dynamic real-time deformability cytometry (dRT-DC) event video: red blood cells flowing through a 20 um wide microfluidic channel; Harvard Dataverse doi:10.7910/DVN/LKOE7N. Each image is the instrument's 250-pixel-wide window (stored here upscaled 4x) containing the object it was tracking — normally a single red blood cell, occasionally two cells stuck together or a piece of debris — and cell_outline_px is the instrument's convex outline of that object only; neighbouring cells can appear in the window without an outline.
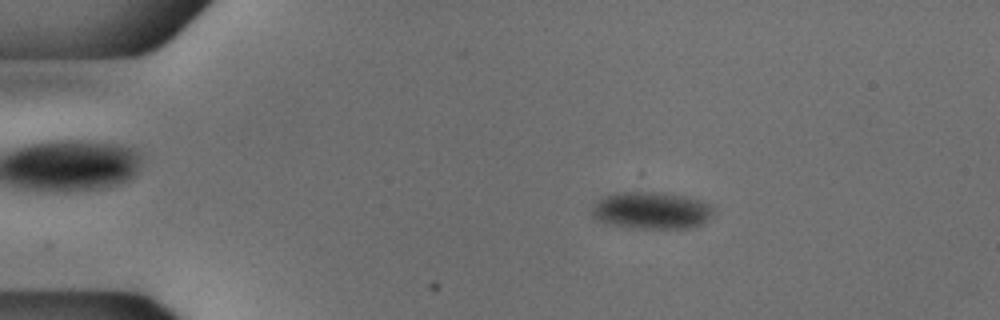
{"species": "common noctule bat (a hibernating species)", "species_latin": "Nyctalus noctula", "temperature_condition": "cold", "stored_images_in_passage": 50, "camera_frame_rate_fps": 3000, "um_per_image_px": 0.085, "animal": {"sex": "male", "body_mass_g": 18.8}, "frame": {"image": 1, "passage_image": 6, "time_ms": 1.667, "image_size_px": [1000, 320], "cell_outline_px": [[716, 208], [712, 216], [704, 224], [688, 228], [632, 228], [608, 224], [596, 220], [592, 216], [592, 208], [596, 200], [604, 196], [616, 192], [664, 192], [684, 196], [700, 200]], "centroid_in_image_um": [55.37, 17.89], "position_along_channel_um": 29.6, "area_um2": 26.7}}
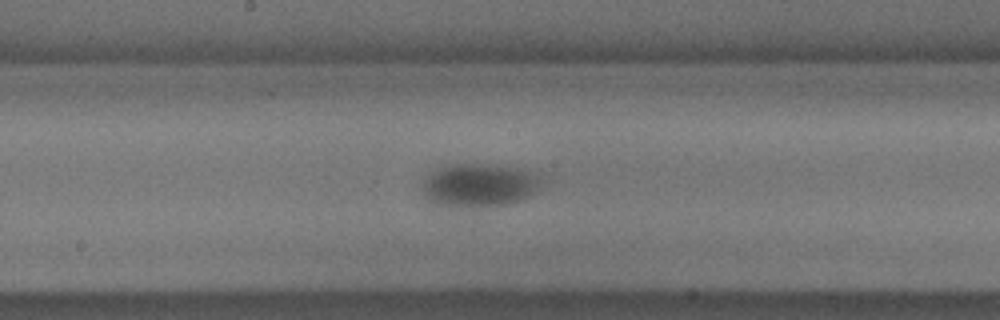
{"frame": {"image": 2, "passage_image": 25, "time_ms": 8.0, "image_size_px": [1000, 320], "cell_outline_px": [[540, 184], [528, 196], [504, 204], [460, 208], [440, 204], [432, 200], [424, 192], [424, 180], [436, 168], [448, 164], [488, 164], [524, 168], [540, 172]], "centroid_in_image_um": [40.77, 15.7], "position_along_channel_um": 207.4, "area_um2": 29.71}}
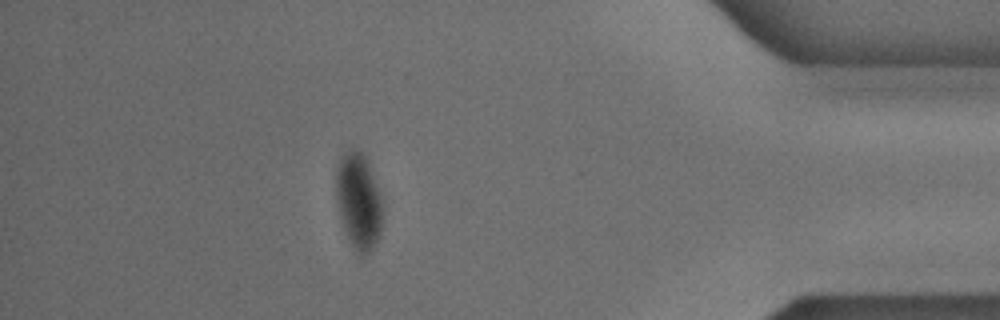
{"frame": {"image": 3, "passage_image": 44, "time_ms": 14.333, "image_size_px": [1000, 320], "cell_outline_px": [[380, 232], [372, 248], [368, 252], [360, 256], [352, 248], [348, 240], [340, 216], [336, 196], [336, 168], [344, 152], [352, 148], [356, 148], [364, 156], [380, 192]], "centroid_in_image_um": [30.44, 17.1], "position_along_channel_um": 404.8, "area_um2": 25.43}, "authors_computed_cell_mechanics": {"area_um2": 27.3394, "velocity_mm_per_s": 3.7628, "shape_relaxation_time_tau1_ms": 3.7731, "shape_relaxation_time_tau2_ms": null, "deformation_change_tau1": 0.0657, "deformation_change_tau2": null}}